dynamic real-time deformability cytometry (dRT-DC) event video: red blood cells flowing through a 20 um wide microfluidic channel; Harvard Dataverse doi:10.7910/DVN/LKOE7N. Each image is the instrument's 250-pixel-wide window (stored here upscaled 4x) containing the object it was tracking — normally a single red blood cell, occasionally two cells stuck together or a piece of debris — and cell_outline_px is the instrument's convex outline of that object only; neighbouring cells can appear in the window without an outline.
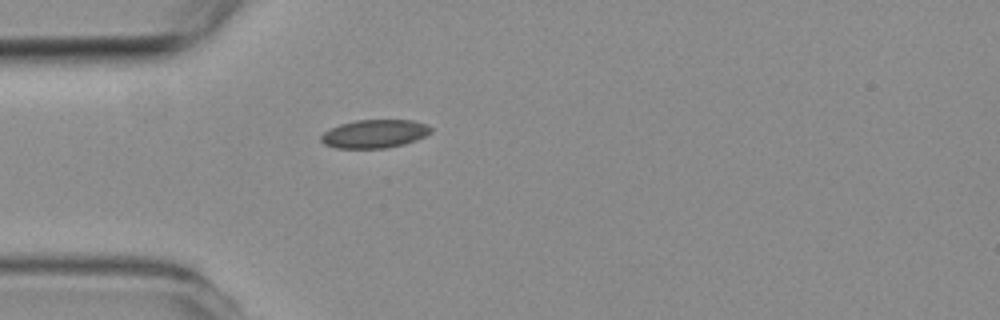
{"species": "common noctule bat (a hibernating species)", "species_latin": "Nyctalus noctula", "temperature_condition": "room temperature", "stored_images_in_passage": 3, "camera_frame_rate_fps": 3000, "um_per_image_px": 0.085, "animal": {"sex": "female", "body_mass_g": 19.3, "forearm_length_mm": 54.1}, "frame": {"image": 1, "passage_image": 3, "time_ms": 2.333, "image_size_px": [1000, 320], "cell_outline_px": [[432, 132], [416, 140], [404, 144], [388, 148], [336, 148], [324, 144], [320, 140], [320, 136], [324, 132], [340, 124], [356, 120], [412, 120], [424, 124], [432, 128]], "centroid_in_image_um": [31.83, 11.38], "position_along_channel_um": 53.2, "area_um2": 18.09}}